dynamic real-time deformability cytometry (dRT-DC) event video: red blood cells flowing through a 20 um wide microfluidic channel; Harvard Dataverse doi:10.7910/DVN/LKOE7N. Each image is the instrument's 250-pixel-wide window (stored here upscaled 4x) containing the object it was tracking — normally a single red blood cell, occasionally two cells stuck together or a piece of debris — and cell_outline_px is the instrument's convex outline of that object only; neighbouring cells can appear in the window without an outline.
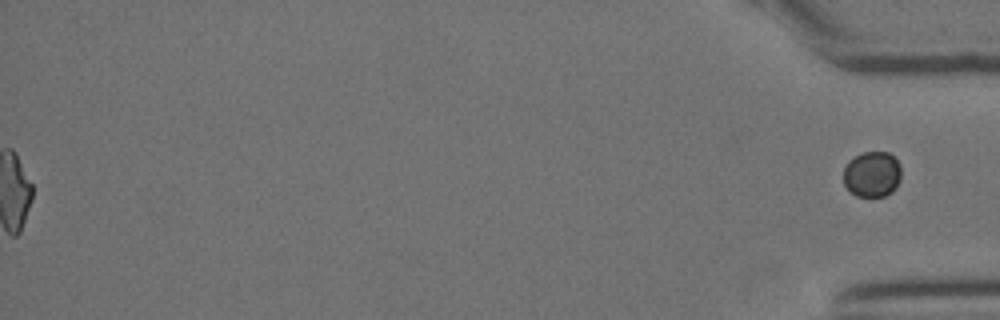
{"species": "Egyptian fruit bat (a non-hibernating species)", "species_latin": "Rousettus aegyptiacus", "temperature_condition": "cold", "stored_images_in_passage": 40, "segment_of_instrument_passage": [2, 2], "camera_frame_rate_fps": 3000, "um_per_image_px": 0.085, "animal": {"sex": "female"}, "frame": {"image": 1, "passage_image": 40, "time_ms": 13.0, "image_size_px": [1000, 320], "cell_outline_px": [[900, 180], [896, 188], [892, 192], [884, 196], [856, 196], [844, 184], [844, 168], [848, 160], [864, 152], [888, 152], [900, 164]], "centroid_in_image_um": [74.14, 14.81], "position_along_channel_um": 361.1, "area_um2": 15.32}}